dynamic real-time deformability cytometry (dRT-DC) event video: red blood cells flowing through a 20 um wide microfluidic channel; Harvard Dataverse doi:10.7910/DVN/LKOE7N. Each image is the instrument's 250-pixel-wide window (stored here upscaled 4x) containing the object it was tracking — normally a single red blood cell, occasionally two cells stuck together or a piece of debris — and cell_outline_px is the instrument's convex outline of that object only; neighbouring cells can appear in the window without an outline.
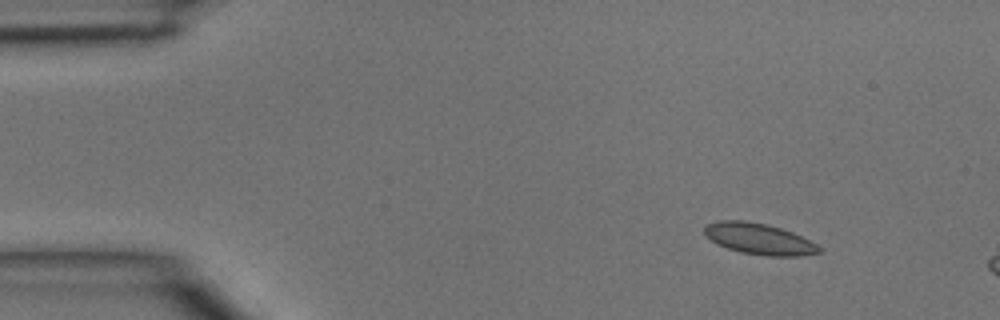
{"species": "common noctule bat (a hibernating species)", "species_latin": "Nyctalus noctula", "temperature_condition": "room temperature", "stored_images_in_passage": 3, "camera_frame_rate_fps": 3000, "um_per_image_px": 0.085, "animal": {"sex": "male", "body_mass_g": 15.6}, "frame": {"image": 1, "passage_image": 1, "time_ms": 0.0, "image_size_px": [1000, 320], "cell_outline_px": [[824, 248], [820, 252], [800, 256], [768, 256], [740, 252], [716, 244], [704, 236], [704, 228], [708, 224], [720, 220], [744, 220], [768, 224], [792, 232]], "centroid_in_image_um": [64.5, 20.3], "position_along_channel_um": 20.5, "area_um2": 20.87}}